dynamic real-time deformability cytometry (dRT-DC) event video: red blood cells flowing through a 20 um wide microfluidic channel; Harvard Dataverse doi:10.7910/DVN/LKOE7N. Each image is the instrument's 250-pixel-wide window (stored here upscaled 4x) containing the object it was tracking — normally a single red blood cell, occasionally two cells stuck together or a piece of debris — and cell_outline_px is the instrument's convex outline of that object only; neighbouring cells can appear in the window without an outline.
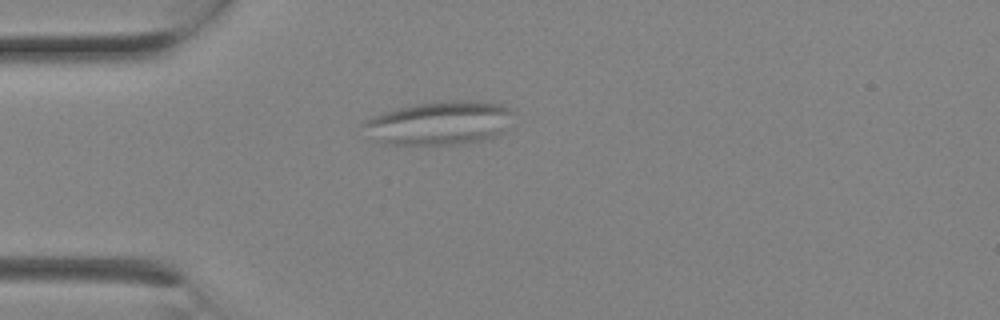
{"species": "Egyptian fruit bat (a non-hibernating species)", "species_latin": "Rousettus aegyptiacus", "temperature_condition": "room temperature", "stored_images_in_passage": 1, "camera_frame_rate_fps": 3000, "um_per_image_px": 0.085, "animal": {"sex": "female"}, "frame": {"image": 1, "passage_image": 1, "time_ms": 0.0, "image_size_px": [1000, 320], "cell_outline_px": [[512, 112], [504, 132], [492, 140], [460, 144], [380, 144], [360, 124], [364, 120], [372, 116], [396, 108], [416, 104], [452, 100], [476, 100], [500, 104], [512, 108]], "centroid_in_image_um": [37.39, 10.46], "position_along_channel_um": 47.6, "area_um2": 38.44}}